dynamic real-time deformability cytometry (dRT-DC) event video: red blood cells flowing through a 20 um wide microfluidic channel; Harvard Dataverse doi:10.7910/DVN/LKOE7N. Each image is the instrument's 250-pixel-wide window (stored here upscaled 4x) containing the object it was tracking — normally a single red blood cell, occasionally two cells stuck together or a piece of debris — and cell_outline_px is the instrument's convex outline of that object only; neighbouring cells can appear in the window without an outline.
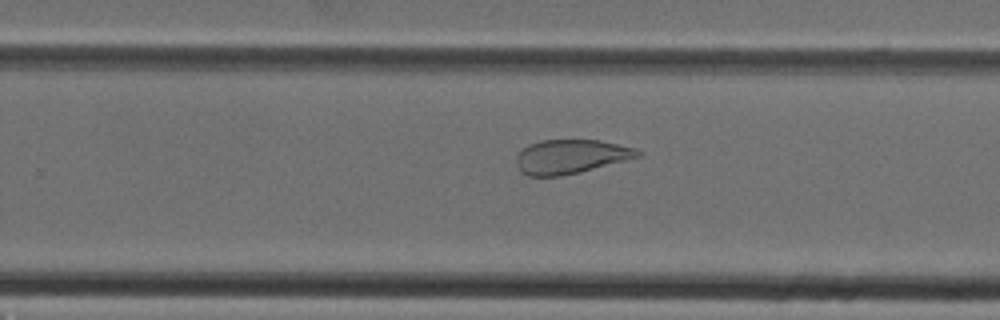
{"species": "Egyptian fruit bat (a non-hibernating species)", "species_latin": "Rousettus aegyptiacus", "temperature_condition": "cold", "stored_images_in_passage": 21, "camera_frame_rate_fps": 3000, "um_per_image_px": 0.085, "animal": {"sex": "female"}, "frame": {"image": 1, "passage_image": 15, "time_ms": 4.667, "image_size_px": [1000, 320], "cell_outline_px": [[644, 152], [640, 156], [580, 172], [560, 176], [528, 176], [520, 172], [516, 164], [516, 156], [528, 144], [540, 140], [600, 140], [636, 148]], "centroid_in_image_um": [48.5, 13.31], "position_along_channel_um": 281.3, "area_um2": 24.16}}